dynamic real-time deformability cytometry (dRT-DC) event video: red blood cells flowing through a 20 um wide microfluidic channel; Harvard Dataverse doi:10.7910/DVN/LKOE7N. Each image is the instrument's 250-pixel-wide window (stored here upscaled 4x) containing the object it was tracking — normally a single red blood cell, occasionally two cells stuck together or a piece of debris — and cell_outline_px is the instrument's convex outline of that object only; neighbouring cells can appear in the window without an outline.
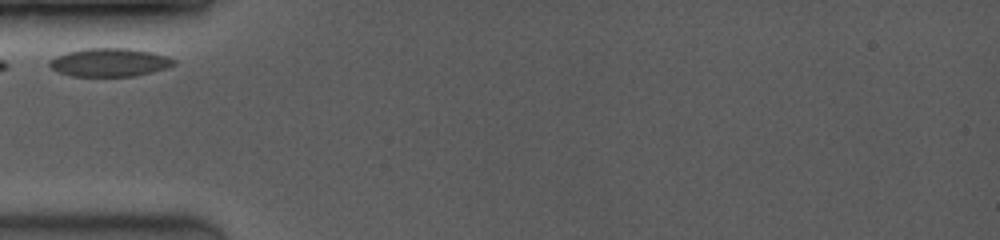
{"species": "common noctule bat (a hibernating species)", "species_latin": "Nyctalus noctula", "temperature_condition": "room temperature", "stored_images_in_passage": 22, "camera_frame_rate_fps": 3500, "um_per_image_px": 0.085, "animal": {"sex": "female", "body_mass_g": 19.0, "forearm_length_mm": 53.3}, "frame": {"image": 1, "passage_image": 1, "time_ms": 0.0, "image_size_px": [1000, 240], "cell_outline_px": [[176, 64], [168, 68], [136, 76], [72, 76], [60, 72], [52, 68], [48, 64], [48, 60], [56, 56], [68, 52], [84, 48], [128, 48], [152, 52], [168, 56], [176, 60]], "centroid_in_image_um": [9.35, 5.3], "position_along_channel_um": 75.6, "area_um2": 20.63}}
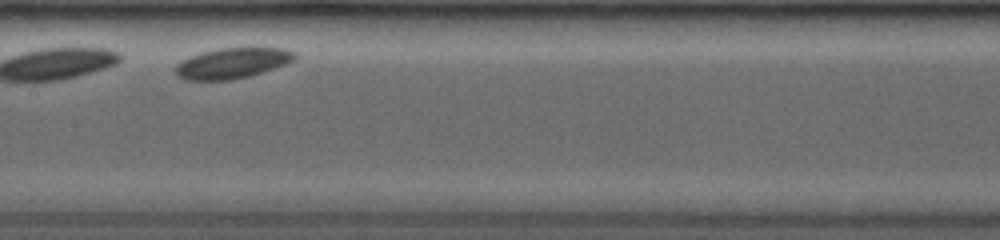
{"frame": {"image": 2, "passage_image": 21, "time_ms": 3.143, "image_size_px": [1000, 240], "cell_outline_px": [[296, 56], [292, 60], [284, 64], [248, 76], [232, 80], [184, 80], [176, 72], [176, 64], [180, 60], [204, 52], [220, 48], [284, 48], [296, 52]], "centroid_in_image_um": [19.72, 5.37], "position_along_channel_um": 187.7, "area_um2": 20.81}}